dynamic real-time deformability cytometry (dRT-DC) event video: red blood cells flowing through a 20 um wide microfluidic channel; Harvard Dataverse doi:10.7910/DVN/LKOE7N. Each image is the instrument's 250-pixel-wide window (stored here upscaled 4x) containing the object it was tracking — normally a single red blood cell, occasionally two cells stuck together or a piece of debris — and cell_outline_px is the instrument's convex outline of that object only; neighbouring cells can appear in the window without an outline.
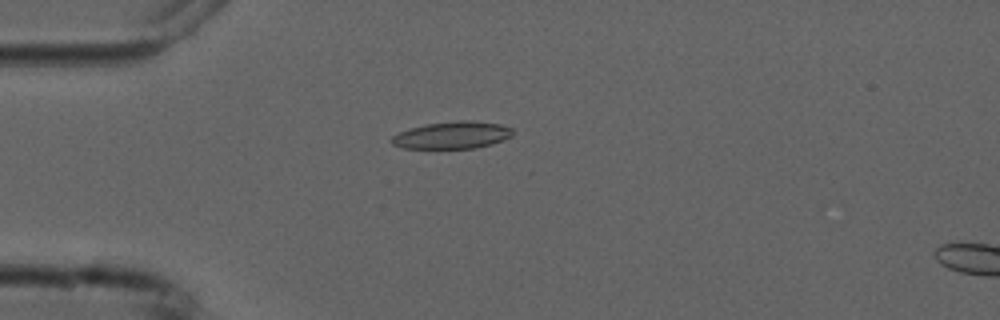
{"species": "common noctule bat (a hibernating species)", "species_latin": "Nyctalus noctula", "temperature_condition": "cold", "stored_images_in_passage": 5, "camera_frame_rate_fps": 3000, "um_per_image_px": 0.085, "animal": {"sex": "male", "forearm_length_mm": 52.5}, "frame": {"image": 1, "passage_image": 4, "time_ms": 3.667, "image_size_px": [1000, 320], "cell_outline_px": [[512, 136], [504, 140], [492, 144], [476, 148], [404, 148], [392, 144], [388, 140], [392, 136], [400, 132], [412, 128], [428, 124], [460, 120], [472, 120], [500, 124], [512, 128]], "centroid_in_image_um": [38.46, 11.49], "position_along_channel_um": 46.5, "area_um2": 19.13}}